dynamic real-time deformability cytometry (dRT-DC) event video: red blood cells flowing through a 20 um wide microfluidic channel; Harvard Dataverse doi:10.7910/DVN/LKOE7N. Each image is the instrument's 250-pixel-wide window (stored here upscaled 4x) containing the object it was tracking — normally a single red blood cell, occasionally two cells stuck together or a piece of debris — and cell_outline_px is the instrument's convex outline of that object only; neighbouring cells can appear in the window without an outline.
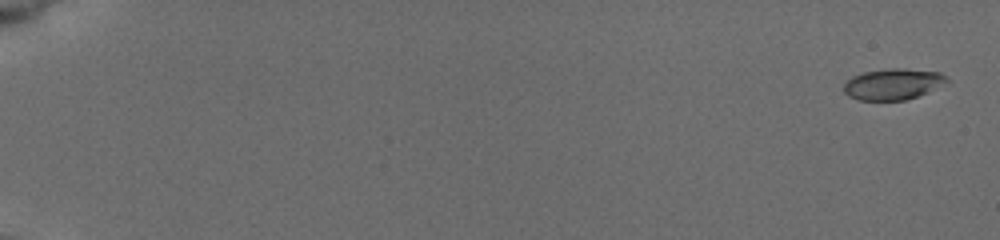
{"species": "common noctule bat (a hibernating species)", "species_latin": "Nyctalus noctula", "temperature_condition": "cold", "stored_images_in_passage": 36, "camera_frame_rate_fps": 3000, "um_per_image_px": 0.085, "animal": {"sex": "female", "body_mass_g": 19.5, "forearm_length_mm": 54.1}, "frame": {"image": 1, "passage_image": 1, "time_ms": 0.0, "image_size_px": [1000, 240], "cell_outline_px": [[948, 80], [916, 96], [904, 100], [860, 100], [848, 96], [844, 92], [844, 84], [852, 76], [864, 72], [892, 68], [904, 68], [940, 72]], "centroid_in_image_um": [75.82, 7.14], "position_along_channel_um": 9.2, "area_um2": 18.15}}
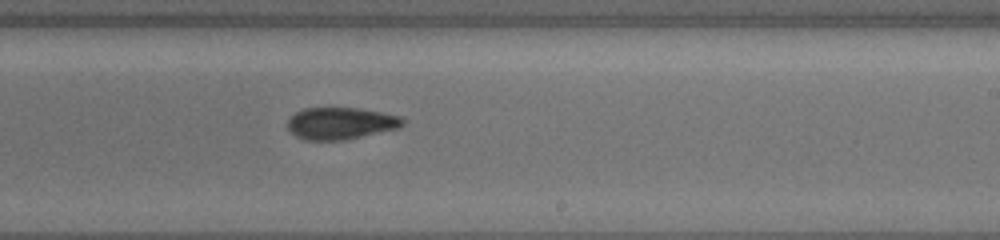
{"frame": {"image": 2, "passage_image": 23, "time_ms": 11.667, "image_size_px": [1000, 240], "cell_outline_px": [[404, 124], [400, 128], [344, 140], [304, 140], [296, 136], [288, 128], [288, 120], [296, 112], [304, 108], [356, 108], [380, 112], [400, 116], [404, 120]], "centroid_in_image_um": [28.97, 10.49], "position_along_channel_um": 260.0, "area_um2": 21.33}}
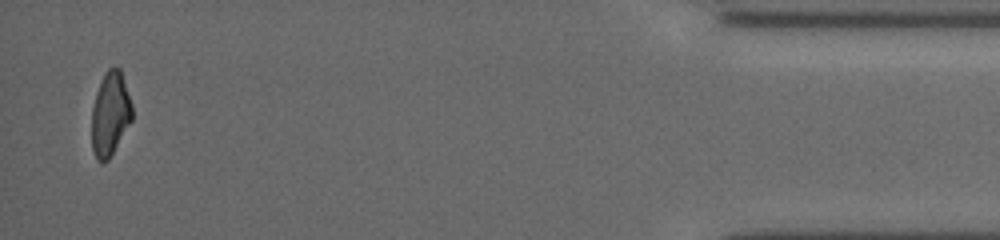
{"frame": {"image": 3, "passage_image": 36, "time_ms": 17.667, "image_size_px": [1000, 240], "cell_outline_px": [[132, 120], [108, 160], [96, 160], [92, 148], [92, 108], [96, 92], [100, 80], [104, 72], [108, 68], [120, 68], [132, 104]], "centroid_in_image_um": [9.36, 9.65], "position_along_channel_um": 425.8, "area_um2": 19.65}, "authors_computed_cell_mechanics": {"area_um2": 20.6057, "velocity_mm_per_s": 3.8794, "shape_relaxation_time_tau1_ms": 2.5788, "shape_relaxation_time_tau2_ms": 2.3258, "deformation_change_tau1": 0.0892, "deformation_change_tau2": 0.0911}}